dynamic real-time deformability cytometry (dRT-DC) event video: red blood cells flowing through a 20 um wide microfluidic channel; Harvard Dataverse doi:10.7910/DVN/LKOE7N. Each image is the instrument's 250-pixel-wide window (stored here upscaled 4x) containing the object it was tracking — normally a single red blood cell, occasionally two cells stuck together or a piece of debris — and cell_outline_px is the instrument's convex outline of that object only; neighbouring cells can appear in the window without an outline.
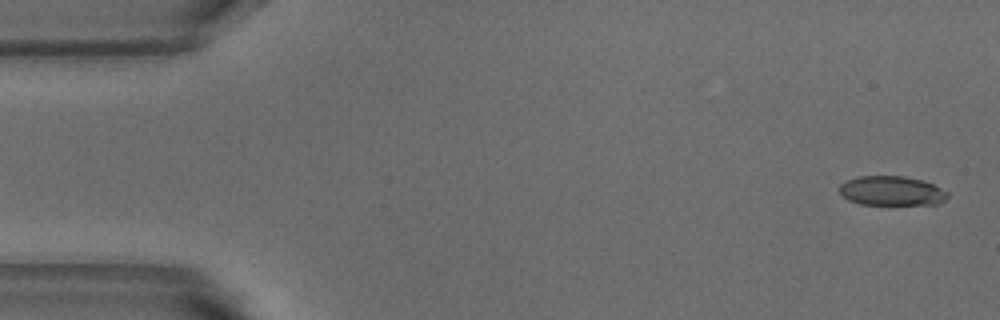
{"species": "common noctule bat (a hibernating species)", "species_latin": "Nyctalus noctula", "temperature_condition": "warm", "stored_images_in_passage": 6, "camera_frame_rate_fps": 3000, "um_per_image_px": 0.085, "animal": {"sex": "male", "body_mass_g": 18.8}, "frame": {"image": 1, "passage_image": 1, "time_ms": 0.0, "image_size_px": [1000, 320], "cell_outline_px": [[948, 196], [940, 204], [860, 204], [848, 200], [840, 192], [840, 184], [848, 180], [860, 176], [904, 176], [924, 180], [948, 192]], "centroid_in_image_um": [75.81, 16.22], "position_along_channel_um": 9.2, "area_um2": 18.44}}
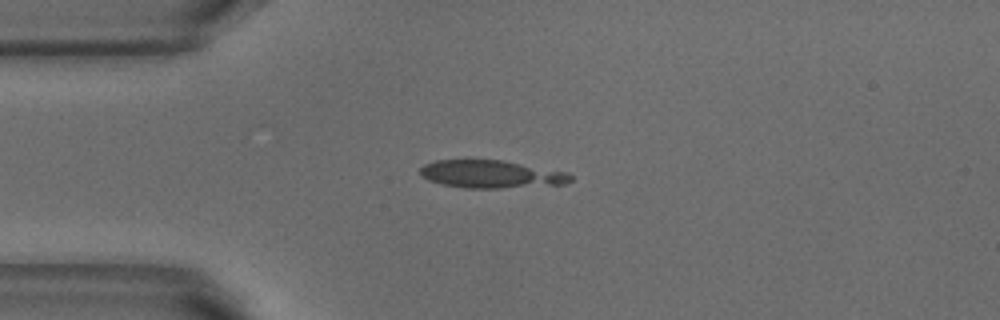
{"frame": {"image": 2, "passage_image": 4, "time_ms": 1.0, "image_size_px": [1000, 320], "cell_outline_px": [[572, 180], [564, 184], [500, 188], [468, 188], [444, 184], [428, 180], [420, 172], [420, 168], [424, 164], [436, 160], [500, 160], [568, 172], [572, 176]], "centroid_in_image_um": [41.77, 14.8], "position_along_channel_um": 43.2, "area_um2": 24.04}}